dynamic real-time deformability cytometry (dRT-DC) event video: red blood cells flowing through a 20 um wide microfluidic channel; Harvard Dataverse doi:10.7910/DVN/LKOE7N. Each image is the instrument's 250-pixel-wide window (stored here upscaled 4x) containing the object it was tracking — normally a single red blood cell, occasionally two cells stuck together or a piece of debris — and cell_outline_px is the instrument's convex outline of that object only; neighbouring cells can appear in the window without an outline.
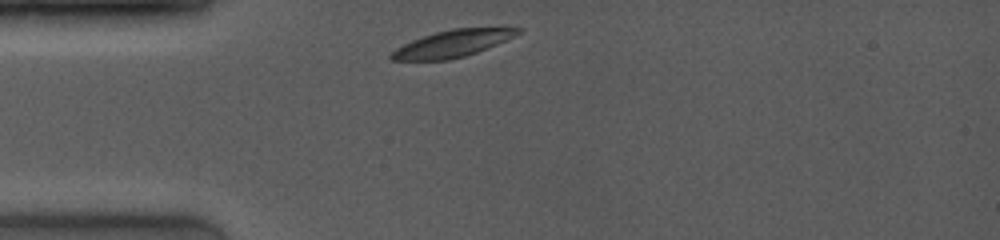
{"species": "common noctule bat (a hibernating species)", "species_latin": "Nyctalus noctula", "temperature_condition": "room temperature", "stored_images_in_passage": 8, "camera_frame_rate_fps": 4000, "um_per_image_px": 0.085, "animal": {"sex": "female", "body_mass_g": 19.0, "forearm_length_mm": 53.3}, "frame": {"image": 1, "passage_image": 1, "time_ms": 0.0, "image_size_px": [1000, 240], "cell_outline_px": [[524, 32], [496, 44], [476, 52], [464, 56], [448, 60], [392, 60], [388, 56], [396, 48], [412, 40], [436, 32], [452, 28], [524, 28]], "centroid_in_image_um": [38.47, 3.7], "position_along_channel_um": 46.5, "area_um2": 19.59}}
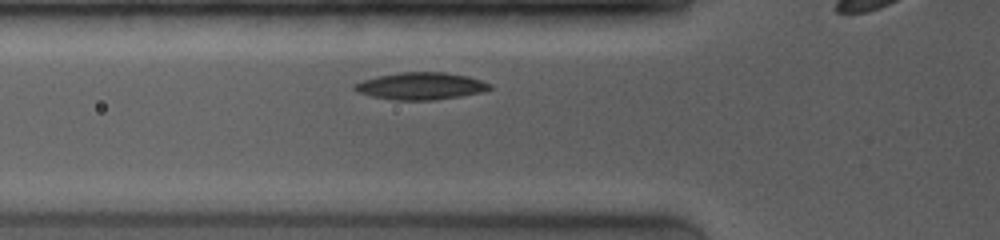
{"frame": {"image": 2, "passage_image": 3, "time_ms": 1.5, "image_size_px": [1000, 240], "cell_outline_px": [[492, 88], [484, 92], [460, 96], [432, 100], [392, 100], [372, 96], [360, 92], [352, 88], [352, 84], [376, 76], [400, 72], [444, 72], [468, 76], [492, 84]], "centroid_in_image_um": [35.78, 7.31], "position_along_channel_um": 90.0, "area_um2": 21.44}}